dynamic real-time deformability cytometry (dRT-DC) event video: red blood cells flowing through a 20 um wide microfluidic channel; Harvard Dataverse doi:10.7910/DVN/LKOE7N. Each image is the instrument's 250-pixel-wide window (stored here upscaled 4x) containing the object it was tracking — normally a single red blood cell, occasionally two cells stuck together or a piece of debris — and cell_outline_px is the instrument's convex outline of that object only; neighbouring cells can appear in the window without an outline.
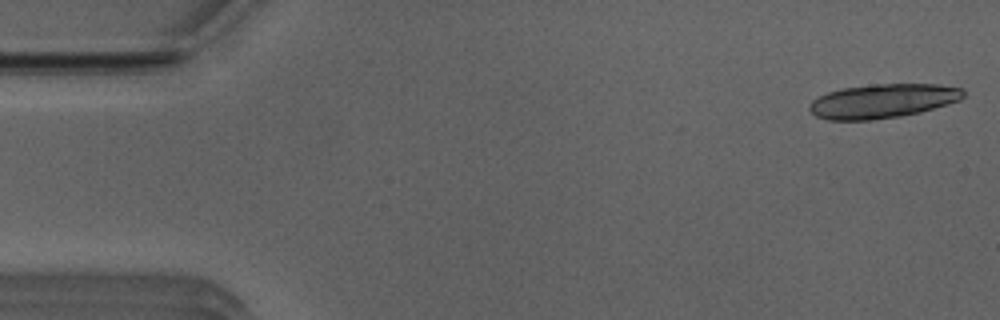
{"species": "Egyptian fruit bat (a non-hibernating species)", "species_latin": "Rousettus aegyptiacus", "temperature_condition": "room temperature", "stored_images_in_passage": 17, "camera_frame_rate_fps": 3000, "um_per_image_px": 0.085, "animal": {"sex": "male"}, "frame": {"image": 1, "passage_image": 1, "time_ms": 0.0, "image_size_px": [1000, 320], "cell_outline_px": [[964, 96], [960, 100], [948, 104], [920, 112], [900, 116], [872, 120], [828, 120], [816, 116], [808, 108], [812, 100], [828, 92], [844, 88], [876, 84], [936, 84], [964, 88]], "centroid_in_image_um": [75.05, 8.59], "position_along_channel_um": 10.0, "area_um2": 30.52}}